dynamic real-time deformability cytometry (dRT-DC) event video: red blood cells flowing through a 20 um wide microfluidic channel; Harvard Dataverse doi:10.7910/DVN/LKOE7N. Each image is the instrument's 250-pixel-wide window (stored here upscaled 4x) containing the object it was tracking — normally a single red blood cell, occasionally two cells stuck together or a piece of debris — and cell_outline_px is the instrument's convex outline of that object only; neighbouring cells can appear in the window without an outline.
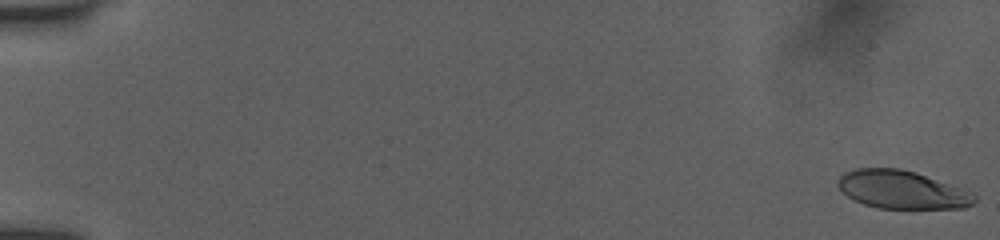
{"species": "human", "species_latin": "Homo sapiens", "temperature_condition": "room temperature", "stored_images_in_passage": 16, "camera_frame_rate_fps": 3000, "um_per_image_px": 0.085, "donor": {"sex": "female"}, "frame": {"image": 1, "passage_image": 1, "time_ms": 0.0, "image_size_px": [1000, 240], "cell_outline_px": [[976, 200], [972, 204], [964, 208], [880, 208], [864, 204], [848, 196], [836, 184], [836, 180], [844, 172], [856, 168], [900, 168], [916, 172], [976, 196]], "centroid_in_image_um": [76.57, 16.11], "position_along_channel_um": 8.4, "area_um2": 29.65}}
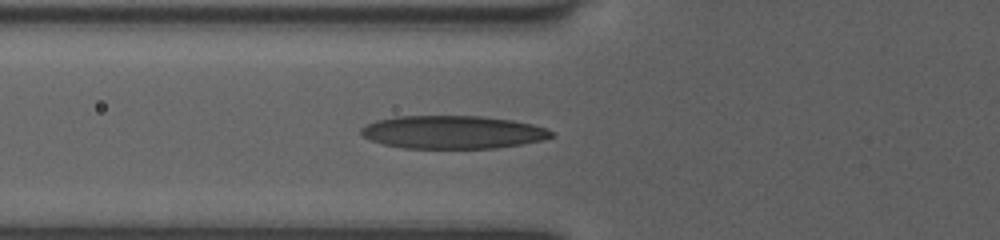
{"frame": {"image": 2, "passage_image": 10, "time_ms": 6.667, "image_size_px": [1000, 240], "cell_outline_px": [[552, 136], [544, 140], [496, 148], [404, 148], [384, 144], [372, 140], [364, 136], [360, 132], [360, 128], [376, 120], [396, 116], [480, 116], [512, 120], [532, 124], [544, 128], [552, 132]], "centroid_in_image_um": [38.47, 11.23], "position_along_channel_um": 87.3, "area_um2": 36.41}}
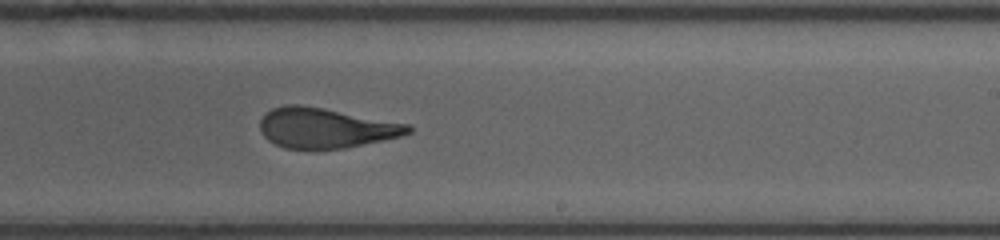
{"frame": {"image": 3, "passage_image": 16, "time_ms": 11.0, "image_size_px": [1000, 240], "cell_outline_px": [[412, 132], [400, 136], [344, 148], [284, 148], [268, 140], [260, 132], [260, 120], [272, 108], [284, 104], [300, 104], [324, 108], [412, 124]], "centroid_in_image_um": [27.68, 10.85], "position_along_channel_um": 261.3, "area_um2": 34.51}}